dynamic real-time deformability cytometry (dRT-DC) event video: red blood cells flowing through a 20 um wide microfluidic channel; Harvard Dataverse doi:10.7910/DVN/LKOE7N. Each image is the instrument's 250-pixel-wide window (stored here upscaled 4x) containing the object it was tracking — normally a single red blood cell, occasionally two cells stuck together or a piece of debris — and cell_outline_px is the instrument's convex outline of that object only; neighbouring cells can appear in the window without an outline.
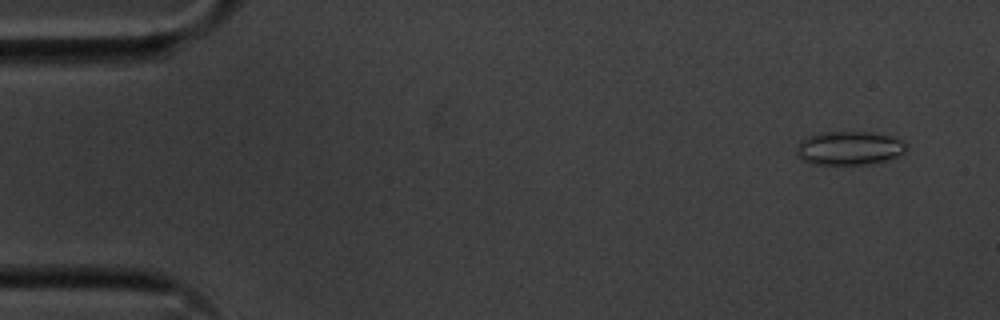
{"species": "common noctule bat (a hibernating species)", "species_latin": "Nyctalus noctula", "temperature_condition": "cold", "stored_images_in_passage": 56, "camera_frame_rate_fps": 3000, "um_per_image_px": 0.085, "animal": {"sex": "male", "body_mass_g": 20.1, "forearm_length_mm": 53.5}, "frame": {"image": 1, "passage_image": 4, "time_ms": 1.0, "image_size_px": [1000, 320], "cell_outline_px": [[904, 152], [896, 156], [884, 160], [868, 164], [808, 164], [800, 160], [796, 156], [796, 144], [800, 140], [808, 136], [820, 132], [872, 132], [892, 136], [900, 140], [904, 144]], "centroid_in_image_um": [72.07, 12.59], "position_along_channel_um": 12.9, "area_um2": 21.62}}
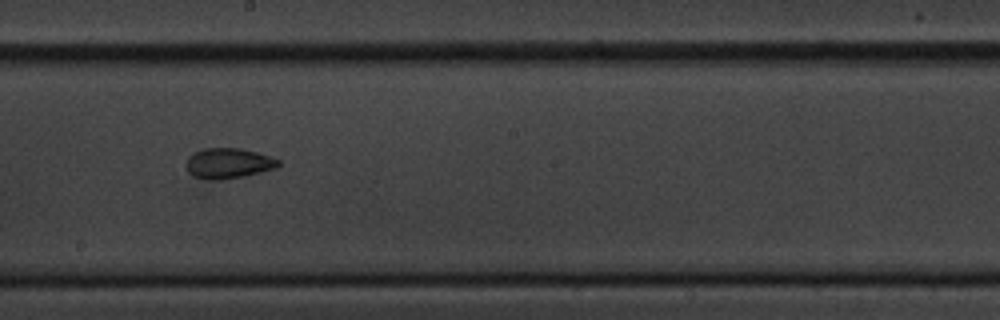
{"frame": {"image": 2, "passage_image": 31, "time_ms": 10.0, "image_size_px": [1000, 320], "cell_outline_px": [[280, 164], [276, 168], [244, 176], [224, 180], [204, 180], [192, 176], [188, 172], [188, 156], [204, 148], [240, 148], [256, 152], [280, 160]], "centroid_in_image_um": [19.41, 13.9], "position_along_channel_um": 228.8, "area_um2": 16.3}}
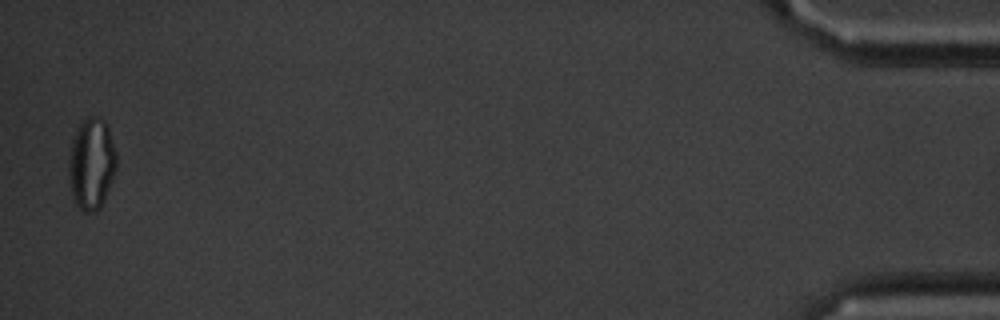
{"frame": {"image": 3, "passage_image": 55, "time_ms": 18.0, "image_size_px": [1000, 320], "cell_outline_px": [[116, 168], [112, 180], [104, 200], [100, 208], [96, 212], [84, 212], [72, 200], [68, 176], [68, 160], [72, 140], [80, 120], [88, 116], [96, 116], [104, 120], [108, 124], [116, 152]], "centroid_in_image_um": [7.76, 13.9], "position_along_channel_um": 427.4, "area_um2": 25.95}, "authors_computed_cell_mechanics": {"area_um2": 18.4382, "velocity_mm_per_s": 3.5985, "shape_relaxation_time_tau1_ms": 8.1593, "shape_relaxation_time_tau2_ms": 2.5428, "deformation_change_tau1": 0.1768, "deformation_change_tau2": 0.0874}}